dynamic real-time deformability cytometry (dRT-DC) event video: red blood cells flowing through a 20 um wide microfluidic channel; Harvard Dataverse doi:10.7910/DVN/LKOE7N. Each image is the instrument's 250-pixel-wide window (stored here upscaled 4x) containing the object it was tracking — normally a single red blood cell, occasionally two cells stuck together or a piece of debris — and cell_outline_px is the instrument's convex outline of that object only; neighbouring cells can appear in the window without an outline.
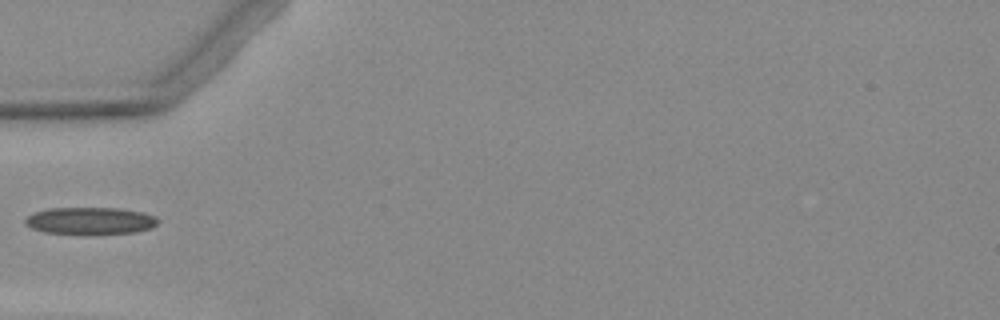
{"species": "Egyptian fruit bat (a non-hibernating species)", "species_latin": "Rousettus aegyptiacus", "temperature_condition": "warm", "stored_images_in_passage": 2, "camera_frame_rate_fps": 3000, "um_per_image_px": 0.085, "animal": {"sex": "female"}, "frame": {"image": 1, "passage_image": 2, "time_ms": 2.0, "image_size_px": [1000, 320], "cell_outline_px": [[160, 220], [152, 228], [132, 232], [44, 232], [32, 228], [24, 224], [24, 220], [28, 216], [36, 212], [48, 208], [120, 208], [144, 212], [156, 216]], "centroid_in_image_um": [7.7, 18.72], "position_along_channel_um": 77.3, "area_um2": 20.35}}